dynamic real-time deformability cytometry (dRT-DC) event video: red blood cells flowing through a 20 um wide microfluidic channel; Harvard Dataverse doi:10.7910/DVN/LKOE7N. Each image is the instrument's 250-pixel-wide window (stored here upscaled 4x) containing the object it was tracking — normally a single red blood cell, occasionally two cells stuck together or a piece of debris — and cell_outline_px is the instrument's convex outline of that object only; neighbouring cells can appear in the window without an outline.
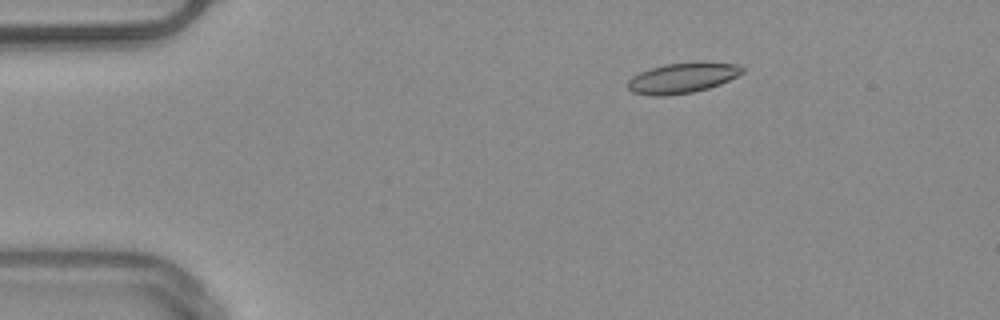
{"species": "common noctule bat (a hibernating species)", "species_latin": "Nyctalus noctula", "temperature_condition": "warm", "stored_images_in_passage": 3, "camera_frame_rate_fps": 3000, "um_per_image_px": 0.085, "animal": {"sex": "male", "body_mass_g": 20.4}, "frame": {"image": 1, "passage_image": 1, "time_ms": 0.0, "image_size_px": [1000, 320], "cell_outline_px": [[744, 72], [720, 84], [708, 88], [692, 92], [664, 96], [652, 96], [632, 92], [628, 88], [628, 80], [632, 76], [640, 72], [664, 64], [700, 60], [740, 64], [744, 68]], "centroid_in_image_um": [58.04, 6.59], "position_along_channel_um": 27.0, "area_um2": 20.63}}
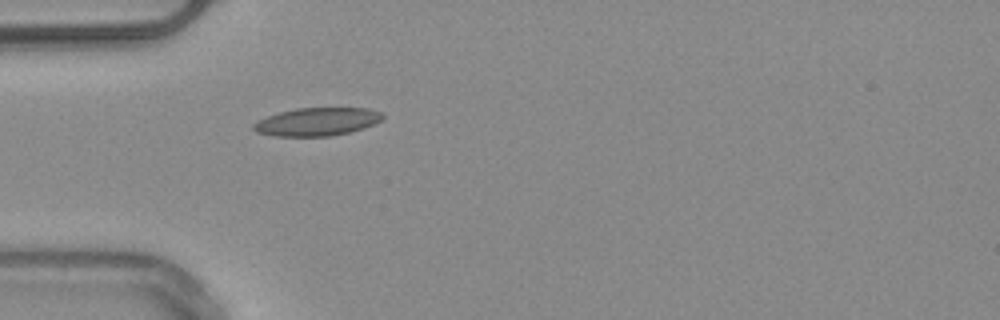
{"frame": {"image": 2, "passage_image": 3, "time_ms": 2.333, "image_size_px": [1000, 320], "cell_outline_px": [[384, 116], [380, 120], [364, 128], [348, 132], [328, 136], [276, 136], [256, 132], [252, 128], [252, 124], [268, 116], [280, 112], [296, 108], [368, 108], [380, 112]], "centroid_in_image_um": [26.93, 10.34], "position_along_channel_um": 58.1, "area_um2": 20.87}}